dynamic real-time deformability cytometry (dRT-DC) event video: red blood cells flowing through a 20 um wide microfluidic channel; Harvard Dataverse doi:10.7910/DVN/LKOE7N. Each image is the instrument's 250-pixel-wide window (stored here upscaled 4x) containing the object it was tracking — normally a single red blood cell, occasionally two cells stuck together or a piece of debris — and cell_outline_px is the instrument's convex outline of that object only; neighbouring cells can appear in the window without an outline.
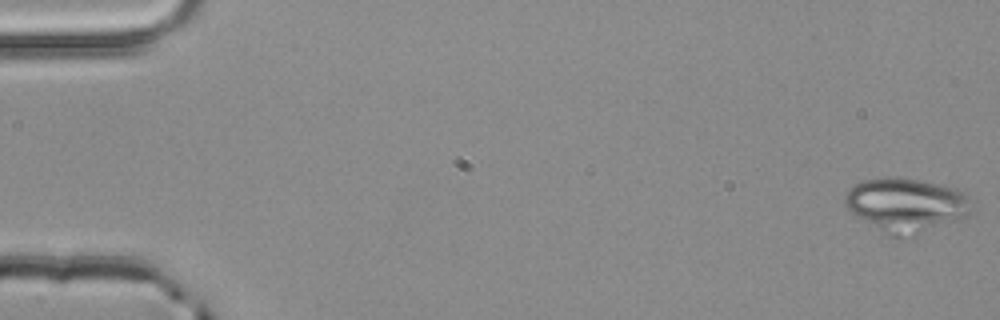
{"species": "common noctule bat (a hibernating species)", "species_latin": "Nyctalus noctula", "temperature_condition": "room temperature", "stored_images_in_passage": 4, "camera_frame_rate_fps": 3000, "um_per_image_px": 0.085, "animal": {"sex": "male", "body_mass_g": 20.4}, "frame": {"image": 1, "passage_image": 1, "time_ms": 0.0, "image_size_px": [1000, 320], "cell_outline_px": [[968, 212], [964, 216], [900, 236], [888, 236], [852, 212], [844, 204], [844, 196], [848, 188], [864, 180], [888, 176], [920, 180], [940, 184], [956, 188], [964, 192]], "centroid_in_image_um": [76.88, 17.34], "position_along_channel_um": 8.1, "area_um2": 37.97}}